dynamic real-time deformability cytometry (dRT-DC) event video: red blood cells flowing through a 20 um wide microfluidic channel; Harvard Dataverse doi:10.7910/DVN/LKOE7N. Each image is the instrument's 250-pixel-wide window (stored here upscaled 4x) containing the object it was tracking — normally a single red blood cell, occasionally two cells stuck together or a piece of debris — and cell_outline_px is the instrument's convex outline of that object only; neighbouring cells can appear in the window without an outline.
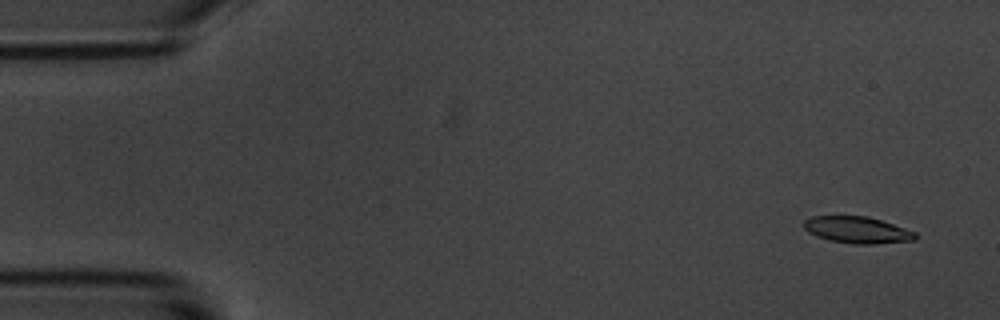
{"species": "common noctule bat (a hibernating species)", "species_latin": "Nyctalus noctula", "temperature_condition": "room temperature", "stored_images_in_passage": 4, "camera_frame_rate_fps": 3000, "um_per_image_px": 0.085, "animal": {"sex": "male", "body_mass_g": 20.1, "forearm_length_mm": 53.5}, "frame": {"image": 1, "passage_image": 1, "time_ms": 0.0, "image_size_px": [1000, 320], "cell_outline_px": [[916, 240], [876, 244], [856, 244], [832, 240], [816, 236], [808, 232], [804, 228], [804, 220], [812, 216], [868, 216], [916, 232]], "centroid_in_image_um": [72.87, 19.54], "position_along_channel_um": 12.1, "area_um2": 17.17}}
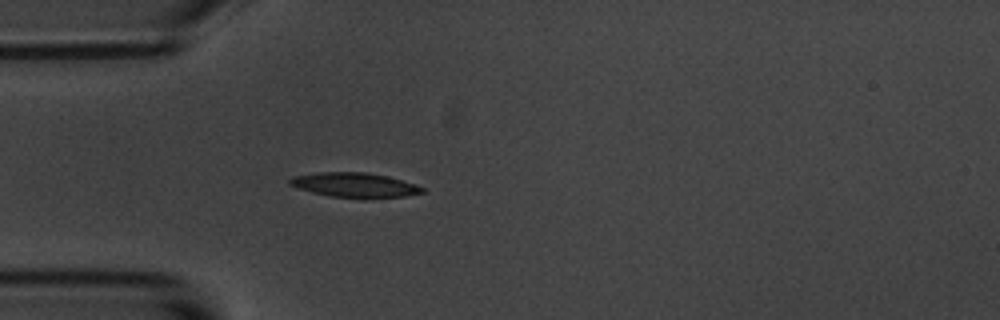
{"frame": {"image": 2, "passage_image": 4, "time_ms": 4.333, "image_size_px": [1000, 320], "cell_outline_px": [[424, 192], [404, 196], [364, 200], [332, 196], [312, 192], [288, 184], [288, 180], [292, 176], [320, 172], [364, 172], [388, 176], [424, 188]], "centroid_in_image_um": [30.13, 15.74], "position_along_channel_um": 54.9, "area_um2": 19.13}}